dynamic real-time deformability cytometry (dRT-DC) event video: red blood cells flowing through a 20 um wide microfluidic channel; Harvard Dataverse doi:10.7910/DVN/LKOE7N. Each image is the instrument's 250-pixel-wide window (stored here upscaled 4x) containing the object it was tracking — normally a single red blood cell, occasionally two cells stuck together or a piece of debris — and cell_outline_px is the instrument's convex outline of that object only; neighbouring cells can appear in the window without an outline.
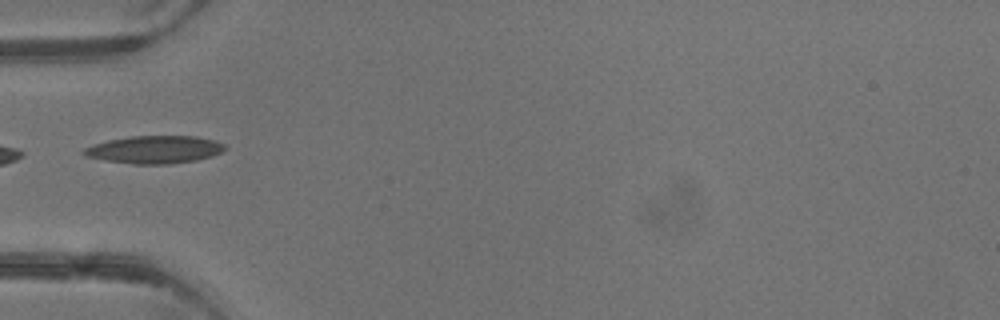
{"species": "common noctule bat (a hibernating species)", "species_latin": "Nyctalus noctula", "temperature_condition": "warm", "stored_images_in_passage": 3, "camera_frame_rate_fps": 3000, "um_per_image_px": 0.085, "animal": {"sex": "male", "body_mass_g": 13.3}, "frame": {"image": 1, "passage_image": 3, "time_ms": 3.333, "image_size_px": [1000, 320], "cell_outline_px": [[228, 148], [212, 156], [196, 160], [168, 164], [132, 164], [104, 160], [88, 156], [80, 152], [84, 148], [92, 144], [108, 140], [132, 136], [196, 136], [216, 140], [224, 144]], "centroid_in_image_um": [13.15, 12.71], "position_along_channel_um": 71.9, "area_um2": 22.83}}